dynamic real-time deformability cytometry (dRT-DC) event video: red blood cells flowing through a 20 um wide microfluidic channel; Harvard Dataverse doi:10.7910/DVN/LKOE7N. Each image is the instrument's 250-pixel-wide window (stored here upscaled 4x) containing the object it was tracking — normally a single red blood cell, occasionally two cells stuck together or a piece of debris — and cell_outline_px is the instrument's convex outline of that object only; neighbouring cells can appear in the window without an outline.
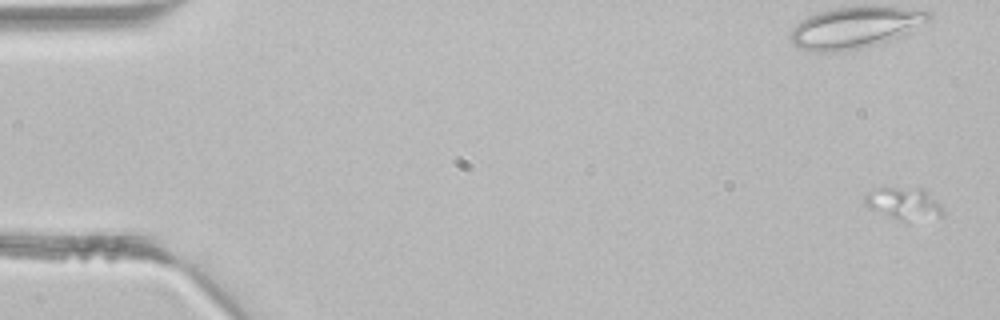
{"species": "common noctule bat (a hibernating species)", "species_latin": "Nyctalus noctula", "temperature_condition": "room temperature", "stored_images_in_passage": 6, "camera_frame_rate_fps": 3000, "um_per_image_px": 0.085, "animal": {"sex": "male", "body_mass_g": 21.5, "forearm_length_mm": 52.0}, "frame": {"image": 1, "passage_image": 1, "time_ms": 0.0, "image_size_px": [1000, 320], "cell_outline_px": [[944, 216], [908, 224], [868, 208], [864, 204], [864, 196], [868, 192], [880, 188], [924, 188], [940, 204], [944, 212]], "centroid_in_image_um": [76.87, 17.35], "position_along_channel_um": 8.1, "area_um2": 15.09}}